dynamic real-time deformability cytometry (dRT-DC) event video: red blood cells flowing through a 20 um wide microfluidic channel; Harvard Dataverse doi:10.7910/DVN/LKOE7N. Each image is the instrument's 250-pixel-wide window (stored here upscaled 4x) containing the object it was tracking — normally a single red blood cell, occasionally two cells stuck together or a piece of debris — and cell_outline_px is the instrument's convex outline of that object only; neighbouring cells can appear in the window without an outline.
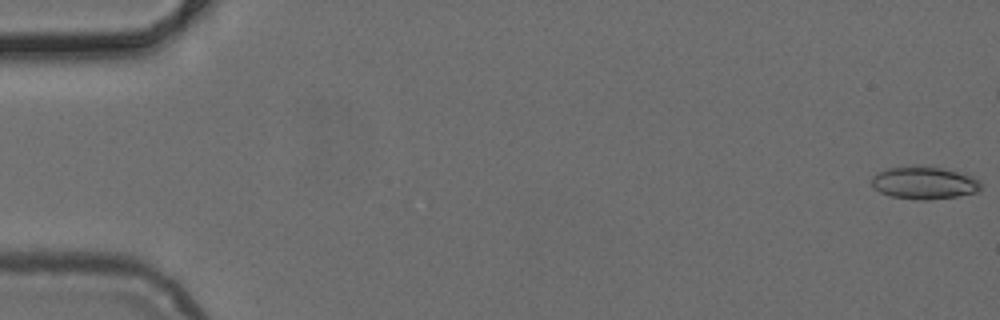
{"species": "common noctule bat (a hibernating species)", "species_latin": "Nyctalus noctula", "temperature_condition": "cold", "stored_images_in_passage": 44, "camera_frame_rate_fps": 3000, "um_per_image_px": 0.085, "animal": {"sex": "female", "body_mass_g": 24.6, "forearm_length_mm": 56.2}, "frame": {"image": 1, "passage_image": 1, "time_ms": 0.0, "image_size_px": [1000, 320], "cell_outline_px": [[980, 188], [976, 192], [956, 196], [928, 200], [916, 200], [892, 196], [880, 192], [872, 184], [872, 176], [876, 172], [888, 168], [916, 164], [940, 168], [972, 176], [980, 180]], "centroid_in_image_um": [78.52, 15.52], "position_along_channel_um": 6.5, "area_um2": 20.75}}
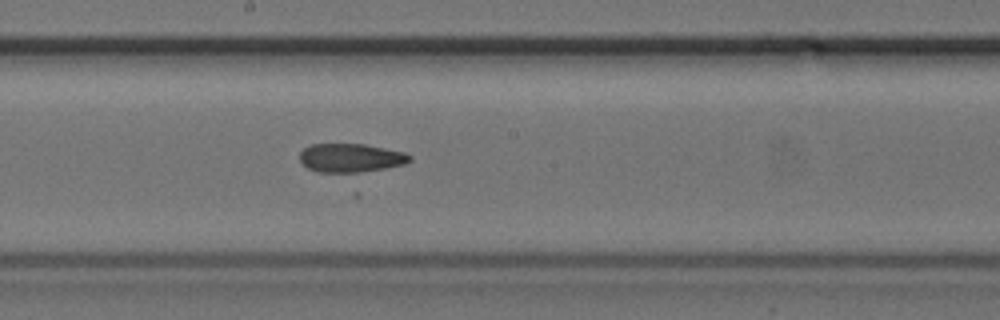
{"frame": {"image": 2, "passage_image": 28, "time_ms": 9.0, "image_size_px": [1000, 320], "cell_outline_px": [[412, 160], [404, 164], [384, 168], [360, 172], [316, 172], [308, 168], [300, 160], [300, 152], [304, 148], [312, 144], [364, 144], [404, 152], [412, 156]], "centroid_in_image_um": [29.81, 13.41], "position_along_channel_um": 218.4, "area_um2": 18.26}}
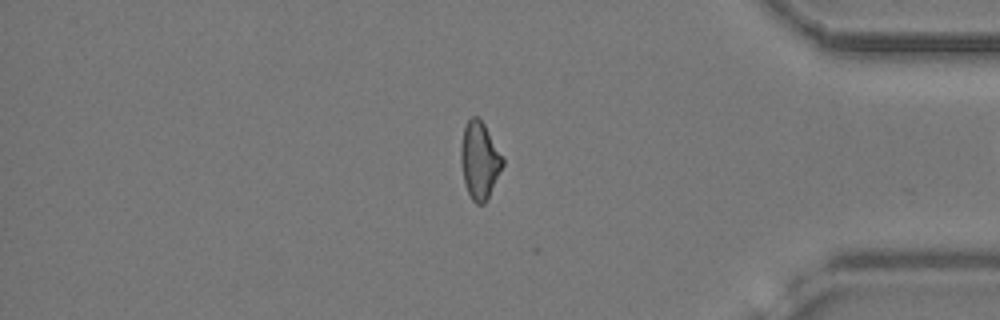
{"frame": {"image": 3, "passage_image": 43, "time_ms": 14.0, "image_size_px": [1000, 320], "cell_outline_px": [[504, 164], [484, 204], [476, 204], [472, 200], [464, 184], [460, 164], [460, 144], [464, 128], [468, 120], [472, 116], [476, 116], [484, 124], [504, 160]], "centroid_in_image_um": [40.73, 13.64], "position_along_channel_um": 394.5, "area_um2": 18.61}}